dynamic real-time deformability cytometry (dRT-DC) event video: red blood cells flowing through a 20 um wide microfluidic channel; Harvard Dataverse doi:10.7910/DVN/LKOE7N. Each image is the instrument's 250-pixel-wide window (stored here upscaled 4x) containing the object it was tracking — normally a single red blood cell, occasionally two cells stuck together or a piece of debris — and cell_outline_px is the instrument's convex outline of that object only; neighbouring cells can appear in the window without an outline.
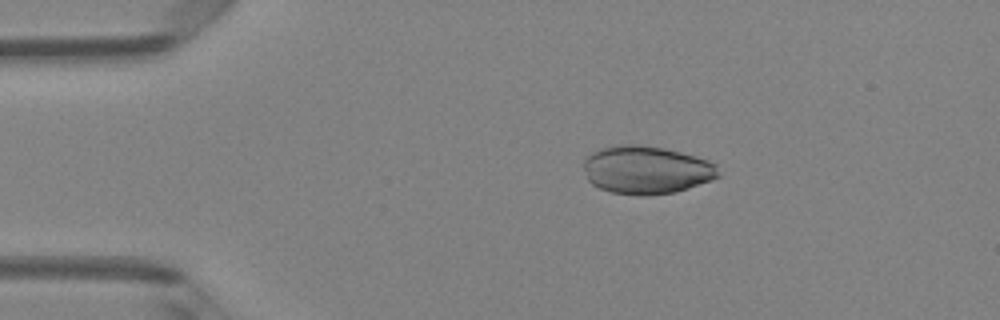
{"species": "Egyptian fruit bat (a non-hibernating species)", "species_latin": "Rousettus aegyptiacus", "temperature_condition": "room temperature", "stored_images_in_passage": 5, "camera_frame_rate_fps": 3000, "um_per_image_px": 0.085, "animal": {"sex": "female"}, "frame": {"image": 1, "passage_image": 2, "time_ms": 1.333, "image_size_px": [1000, 320], "cell_outline_px": [[720, 176], [712, 180], [676, 192], [648, 196], [640, 196], [612, 192], [600, 188], [592, 184], [588, 180], [584, 168], [584, 156], [600, 148], [624, 144], [636, 144], [664, 148], [696, 156], [708, 160], [716, 164]], "centroid_in_image_um": [54.94, 14.44], "position_along_channel_um": 30.1, "area_um2": 37.97}}
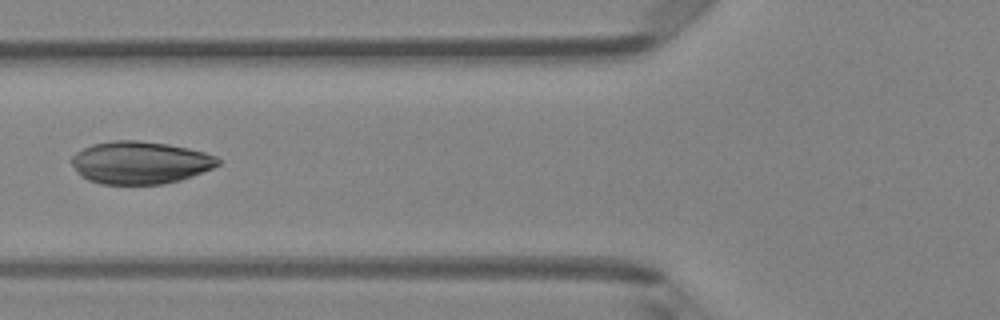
{"frame": {"image": 2, "passage_image": 5, "time_ms": 4.667, "image_size_px": [1000, 320], "cell_outline_px": [[220, 164], [212, 168], [192, 176], [180, 180], [164, 184], [100, 184], [88, 180], [80, 176], [72, 164], [72, 156], [76, 152], [92, 144], [116, 140], [136, 140], [168, 144], [188, 148], [204, 152], [216, 156], [220, 160]], "centroid_in_image_um": [11.9, 13.82], "position_along_channel_um": 113.9, "area_um2": 36.3}}